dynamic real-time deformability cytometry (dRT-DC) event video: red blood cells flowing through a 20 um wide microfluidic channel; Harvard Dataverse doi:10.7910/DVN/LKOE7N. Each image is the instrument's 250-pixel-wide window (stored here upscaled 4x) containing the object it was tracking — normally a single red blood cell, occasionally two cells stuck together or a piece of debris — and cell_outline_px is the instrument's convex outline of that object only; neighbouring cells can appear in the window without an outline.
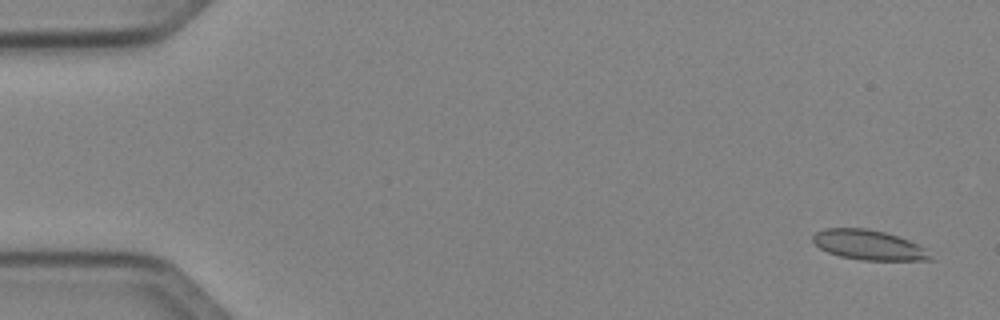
{"species": "Egyptian fruit bat (a non-hibernating species)", "species_latin": "Rousettus aegyptiacus", "temperature_condition": "cold", "stored_images_in_passage": 51, "camera_frame_rate_fps": 3000, "um_per_image_px": 0.085, "animal": {"sex": "female"}, "frame": {"image": 1, "passage_image": 3, "time_ms": 0.667, "image_size_px": [1000, 320], "cell_outline_px": [[936, 260], [864, 260], [840, 256], [828, 252], [820, 248], [812, 240], [812, 236], [816, 232], [824, 228], [868, 228], [884, 232], [908, 240], [924, 248]], "centroid_in_image_um": [73.83, 20.82], "position_along_channel_um": 11.2, "area_um2": 20.29}}
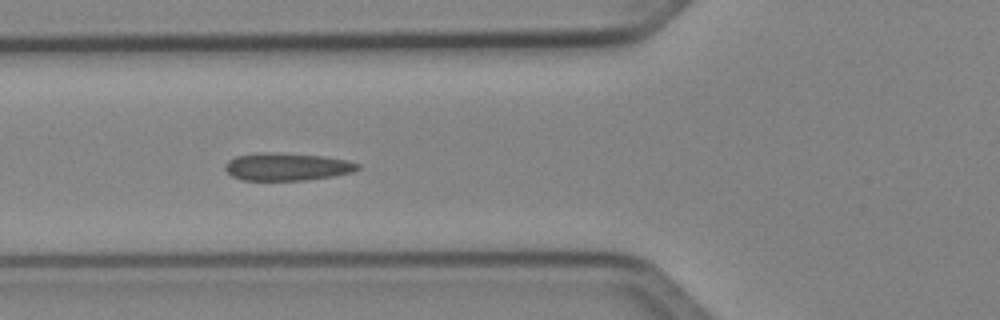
{"frame": {"image": 2, "passage_image": 20, "time_ms": 6.333, "image_size_px": [1000, 320], "cell_outline_px": [[360, 168], [352, 172], [332, 176], [304, 180], [244, 180], [232, 176], [224, 168], [224, 164], [228, 160], [236, 156], [256, 152], [272, 152], [324, 156], [348, 160], [360, 164]], "centroid_in_image_um": [24.38, 14.16], "position_along_channel_um": 101.4, "area_um2": 21.44}}
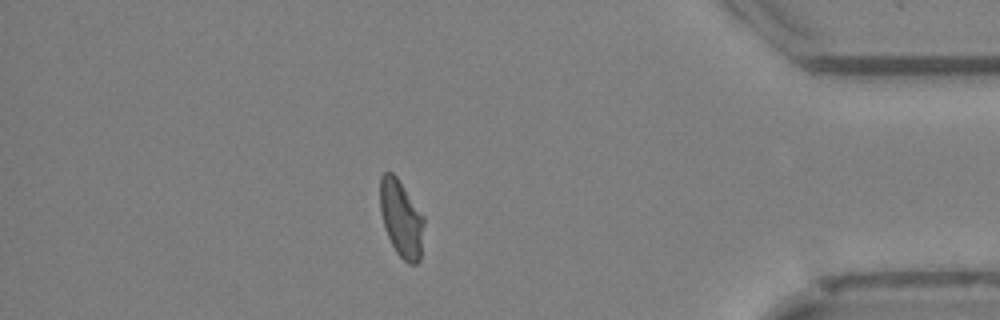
{"frame": {"image": 3, "passage_image": 45, "time_ms": 14.667, "image_size_px": [1000, 320], "cell_outline_px": [[424, 224], [420, 260], [416, 264], [408, 264], [396, 252], [384, 228], [380, 212], [380, 176], [384, 172], [392, 172], [396, 176], [424, 216]], "centroid_in_image_um": [34.1, 18.59], "position_along_channel_um": 401.1, "area_um2": 19.71}, "authors_computed_cell_mechanics": {"area_um2": 20.5768, "velocity_mm_per_s": 4.0363, "shape_relaxation_time_tau1_ms": null, "shape_relaxation_time_tau2_ms": 1.8882, "deformation_change_tau1": null, "deformation_change_tau2": 0.0594}}